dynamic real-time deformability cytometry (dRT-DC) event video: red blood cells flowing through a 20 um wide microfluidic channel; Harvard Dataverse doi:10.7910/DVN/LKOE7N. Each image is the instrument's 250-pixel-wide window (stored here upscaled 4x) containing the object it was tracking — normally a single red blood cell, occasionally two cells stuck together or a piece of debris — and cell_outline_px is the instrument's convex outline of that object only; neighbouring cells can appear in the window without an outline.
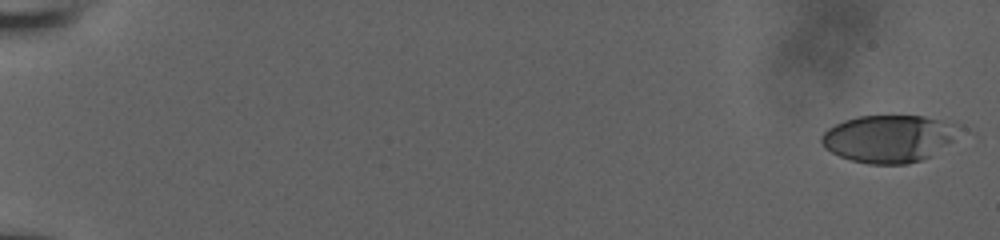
{"species": "human", "species_latin": "Homo sapiens", "temperature_condition": "room temperature", "stored_images_in_passage": 33, "camera_frame_rate_fps": 3000, "um_per_image_px": 0.085, "donor": {"sex": "male"}, "frame": {"image": 1, "passage_image": 1, "time_ms": 0.0, "image_size_px": [1000, 240], "cell_outline_px": [[964, 128], [952, 140], [928, 156], [920, 160], [908, 164], [868, 164], [852, 160], [840, 156], [824, 148], [820, 140], [820, 136], [828, 128], [844, 120], [860, 116], [924, 116], [940, 120]], "centroid_in_image_um": [75.51, 11.78], "position_along_channel_um": 9.5, "area_um2": 37.63}}
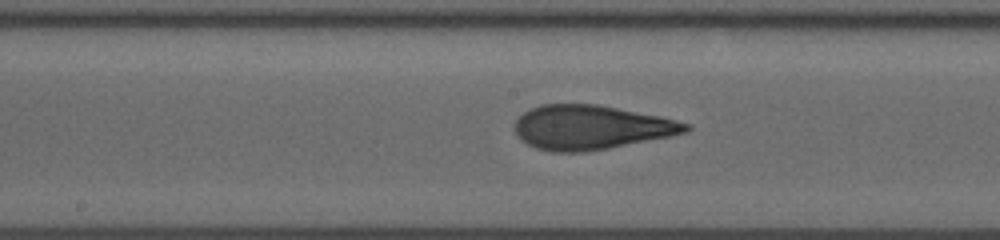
{"frame": {"image": 2, "passage_image": 19, "time_ms": 6.0, "image_size_px": [1000, 240], "cell_outline_px": [[692, 128], [688, 132], [672, 136], [608, 148], [584, 152], [552, 152], [536, 148], [520, 140], [516, 136], [516, 120], [524, 112], [540, 104], [596, 104], [660, 116], [692, 124]], "centroid_in_image_um": [50.26, 10.83], "position_along_channel_um": 197.9, "area_um2": 44.16}}
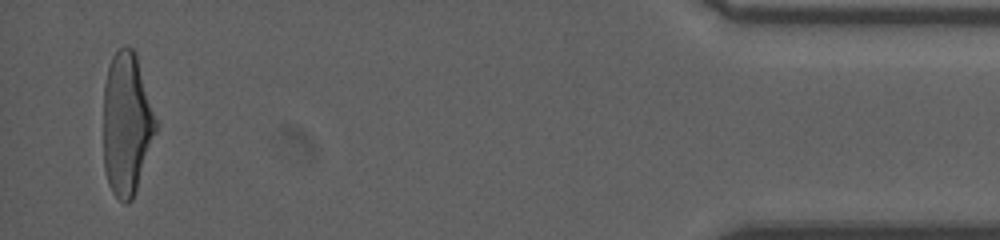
{"frame": {"image": 3, "passage_image": 33, "time_ms": 10.667, "image_size_px": [1000, 240], "cell_outline_px": [[156, 132], [132, 200], [128, 204], [124, 204], [112, 192], [108, 184], [104, 168], [104, 84], [108, 68], [112, 56], [124, 44], [132, 48], [136, 52], [156, 120]], "centroid_in_image_um": [10.75, 10.52], "position_along_channel_um": 424.5, "area_um2": 43.35}}